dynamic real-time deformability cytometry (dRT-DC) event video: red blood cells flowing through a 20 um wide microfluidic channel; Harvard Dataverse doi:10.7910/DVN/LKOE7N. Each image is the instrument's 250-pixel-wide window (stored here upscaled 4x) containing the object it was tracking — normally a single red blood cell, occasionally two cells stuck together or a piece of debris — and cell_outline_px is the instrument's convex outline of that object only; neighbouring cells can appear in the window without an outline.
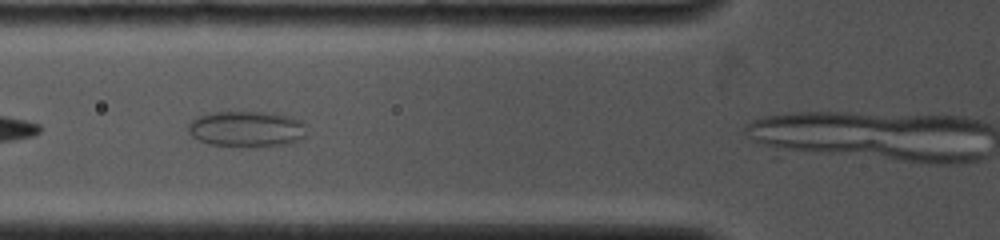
{"species": "common noctule bat (a hibernating species)", "species_latin": "Nyctalus noctula", "temperature_condition": "cold", "stored_images_in_passage": 4, "camera_frame_rate_fps": 4000, "um_per_image_px": 0.085, "animal": {"sex": "female", "body_mass_g": 19.0, "forearm_length_mm": 53.3}, "frame": {"image": 1, "passage_image": 3, "time_ms": 2.0, "image_size_px": [1000, 240], "cell_outline_px": [[308, 136], [304, 140], [288, 144], [212, 144], [200, 140], [192, 136], [188, 132], [188, 124], [192, 120], [200, 116], [212, 112], [272, 112], [292, 116], [304, 120]], "centroid_in_image_um": [21.08, 10.91], "position_along_channel_um": 104.7, "area_um2": 24.45}}